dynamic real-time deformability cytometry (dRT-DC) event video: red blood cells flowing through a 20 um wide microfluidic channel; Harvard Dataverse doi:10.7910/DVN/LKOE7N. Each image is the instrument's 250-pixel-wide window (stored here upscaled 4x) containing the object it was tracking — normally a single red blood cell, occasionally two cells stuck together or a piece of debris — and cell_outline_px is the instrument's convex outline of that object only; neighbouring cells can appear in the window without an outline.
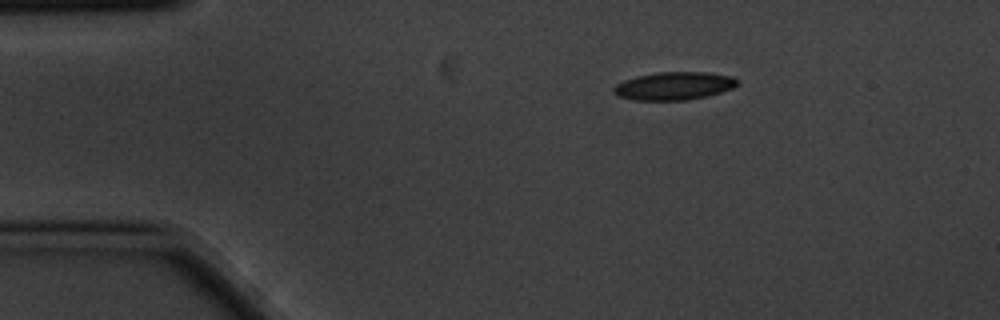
{"species": "common noctule bat (a hibernating species)", "species_latin": "Nyctalus noctula", "temperature_condition": "cold", "stored_images_in_passage": 4, "camera_frame_rate_fps": 3000, "um_per_image_px": 0.085, "animal": {"sex": "male", "body_mass_g": 20.1, "forearm_length_mm": 53.5}, "frame": {"image": 1, "passage_image": 1, "time_ms": 0.0, "image_size_px": [1000, 320], "cell_outline_px": [[740, 84], [732, 88], [708, 96], [688, 100], [636, 100], [620, 96], [612, 92], [612, 88], [616, 84], [624, 80], [636, 76], [656, 72], [708, 72], [732, 76], [740, 80]], "centroid_in_image_um": [57.32, 7.29], "position_along_channel_um": 27.7, "area_um2": 20.35}}
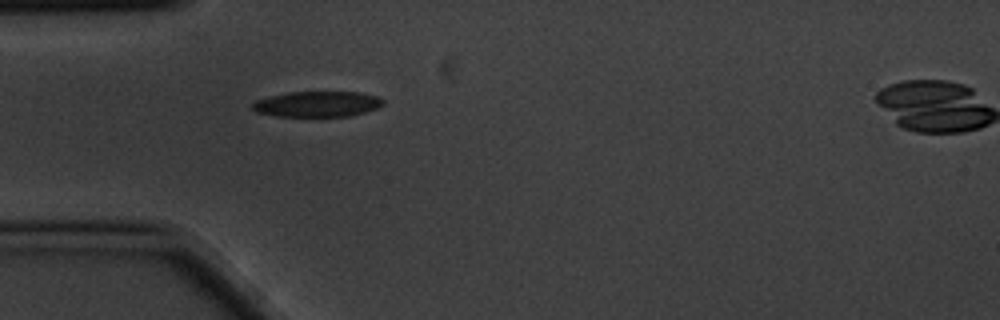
{"frame": {"image": 2, "passage_image": 3, "time_ms": 0.667, "image_size_px": [1000, 320], "cell_outline_px": [[384, 104], [376, 108], [352, 116], [276, 116], [256, 112], [252, 108], [252, 104], [256, 100], [268, 96], [288, 92], [360, 92], [376, 96], [384, 100]], "centroid_in_image_um": [26.96, 8.84], "position_along_channel_um": 58.0, "area_um2": 19.48}}